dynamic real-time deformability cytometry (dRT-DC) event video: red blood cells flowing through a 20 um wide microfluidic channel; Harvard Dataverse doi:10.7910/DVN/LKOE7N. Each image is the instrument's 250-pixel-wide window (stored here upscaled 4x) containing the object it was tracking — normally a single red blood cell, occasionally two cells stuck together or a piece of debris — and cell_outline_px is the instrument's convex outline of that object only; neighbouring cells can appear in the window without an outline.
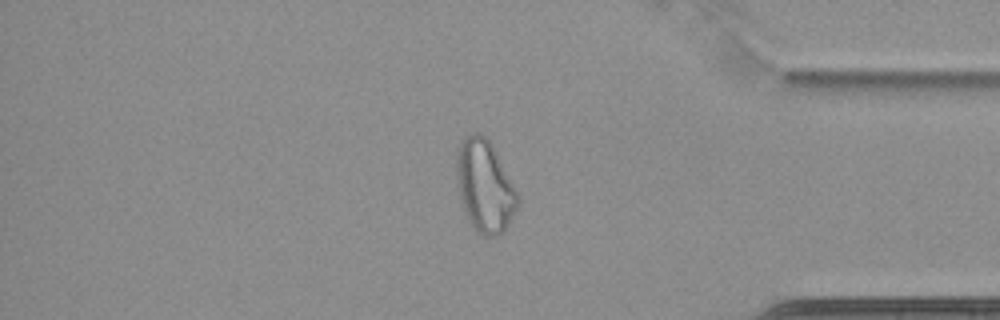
{"species": "common noctule bat (a hibernating species)", "species_latin": "Nyctalus noctula", "temperature_condition": "cold", "stored_images_in_passage": 64, "camera_frame_rate_fps": 3000, "um_per_image_px": 0.085, "animal": {"sex": "female", "body_mass_g": 22.7, "forearm_length_mm": 54.2}, "frame": {"image": 1, "passage_image": 55, "time_ms": 18.0, "image_size_px": [1000, 320], "cell_outline_px": [[520, 204], [508, 224], [496, 236], [484, 236], [476, 232], [472, 228], [468, 220], [460, 196], [456, 180], [456, 152], [460, 144], [472, 132], [480, 132], [492, 144], [520, 196]], "centroid_in_image_um": [41.21, 15.82], "position_along_channel_um": 394.0, "area_um2": 32.83}}